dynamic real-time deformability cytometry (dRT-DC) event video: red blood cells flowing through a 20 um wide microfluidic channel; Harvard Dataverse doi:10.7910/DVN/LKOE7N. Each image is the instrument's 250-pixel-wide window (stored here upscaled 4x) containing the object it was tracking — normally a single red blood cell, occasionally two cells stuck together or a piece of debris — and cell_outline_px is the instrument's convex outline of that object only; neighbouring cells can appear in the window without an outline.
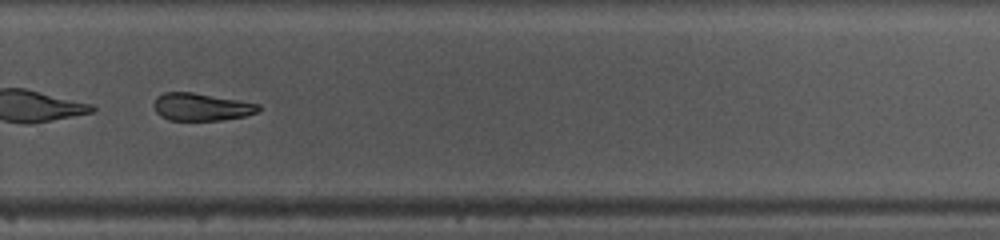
{"species": "common noctule bat (a hibernating species)", "species_latin": "Nyctalus noctula", "temperature_condition": "warm", "stored_images_in_passage": 45, "camera_frame_rate_fps": 3000, "um_per_image_px": 0.085, "animal": {"sex": "female", "body_mass_g": 10.0, "forearm_length_mm": 53.1}, "frame": {"image": 1, "passage_image": 32, "time_ms": 10.333, "image_size_px": [1000, 240], "cell_outline_px": [[260, 108], [256, 112], [244, 116], [220, 120], [168, 120], [160, 116], [156, 112], [152, 104], [156, 96], [164, 92], [192, 92], [260, 104]], "centroid_in_image_um": [17.04, 9.08], "position_along_channel_um": 312.8, "area_um2": 16.76}, "authors_computed_cell_mechanics": {"area_um2": 19.074, "velocity_mm_per_s": 4.1944, "shape_relaxation_time_tau1_ms": 4.0439, "shape_relaxation_time_tau2_ms": 5.0624, "deformation_change_tau1": 0.1488, "deformation_change_tau2": 0.1387}}